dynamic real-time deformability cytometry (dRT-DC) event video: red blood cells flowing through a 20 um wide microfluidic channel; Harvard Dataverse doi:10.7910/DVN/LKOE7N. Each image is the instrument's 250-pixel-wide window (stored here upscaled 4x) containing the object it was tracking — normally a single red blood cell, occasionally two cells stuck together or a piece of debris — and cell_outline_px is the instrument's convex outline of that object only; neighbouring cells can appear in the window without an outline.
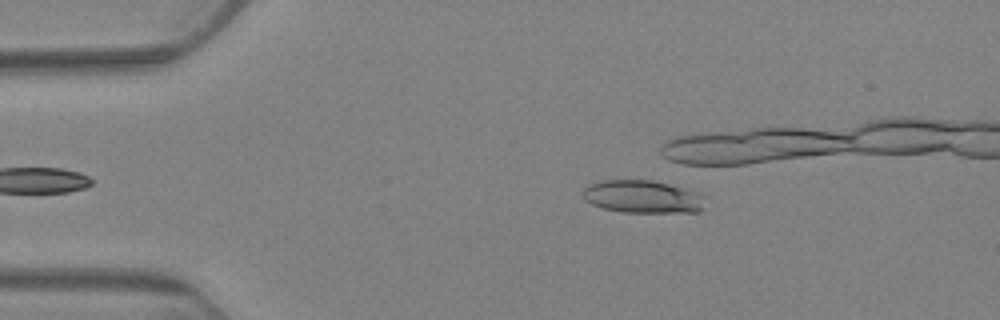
{"species": "Egyptian fruit bat (a non-hibernating species)", "species_latin": "Rousettus aegyptiacus", "temperature_condition": "warm", "stored_images_in_passage": 6, "camera_frame_rate_fps": 3000, "um_per_image_px": 0.085, "animal": {"sex": "female"}, "frame": {"image": 1, "passage_image": 2, "time_ms": 1.333, "image_size_px": [1000, 320], "cell_outline_px": [[704, 196], [700, 212], [624, 212], [604, 208], [592, 204], [584, 200], [584, 188], [588, 184], [604, 180], [652, 180], [668, 184]], "centroid_in_image_um": [54.56, 16.72], "position_along_channel_um": 30.4, "area_um2": 22.89}}